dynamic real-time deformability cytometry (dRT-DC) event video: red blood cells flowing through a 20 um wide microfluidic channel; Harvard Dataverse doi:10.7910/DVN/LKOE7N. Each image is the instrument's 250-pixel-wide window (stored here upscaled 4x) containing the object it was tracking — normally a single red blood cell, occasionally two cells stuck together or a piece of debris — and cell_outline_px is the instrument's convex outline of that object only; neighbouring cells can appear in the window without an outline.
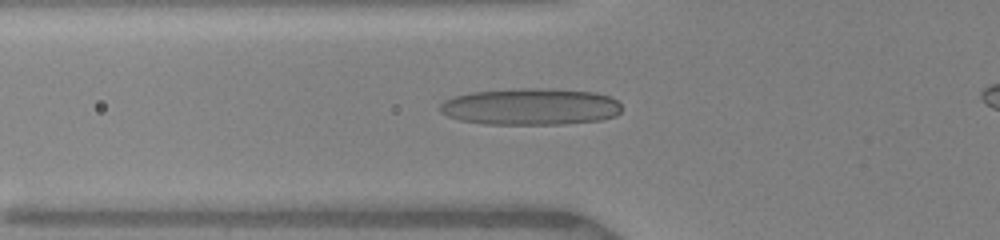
{"species": "human", "species_latin": "Homo sapiens", "temperature_condition": "warm", "stored_images_in_passage": 13, "camera_frame_rate_fps": 3000, "um_per_image_px": 0.085, "donor": {"sex": "female"}, "frame": {"image": 1, "passage_image": 11, "time_ms": 6.0, "image_size_px": [1000, 240], "cell_outline_px": [[620, 112], [616, 116], [600, 120], [564, 124], [484, 124], [460, 120], [448, 116], [440, 112], [440, 104], [444, 100], [452, 96], [472, 92], [520, 88], [556, 88], [596, 92], [608, 96], [616, 100], [620, 104]], "centroid_in_image_um": [45.1, 9.06], "position_along_channel_um": 80.7, "area_um2": 39.25}}
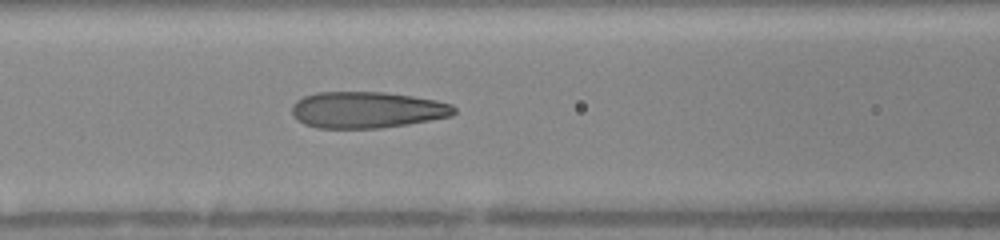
{"frame": {"image": 2, "passage_image": 13, "time_ms": 7.333, "image_size_px": [1000, 240], "cell_outline_px": [[456, 112], [452, 116], [408, 124], [380, 128], [316, 128], [304, 124], [296, 120], [292, 116], [292, 104], [296, 100], [304, 96], [316, 92], [384, 92], [412, 96], [436, 100], [452, 104], [456, 108]], "centroid_in_image_um": [31.17, 9.34], "position_along_channel_um": 135.4, "area_um2": 34.68}}